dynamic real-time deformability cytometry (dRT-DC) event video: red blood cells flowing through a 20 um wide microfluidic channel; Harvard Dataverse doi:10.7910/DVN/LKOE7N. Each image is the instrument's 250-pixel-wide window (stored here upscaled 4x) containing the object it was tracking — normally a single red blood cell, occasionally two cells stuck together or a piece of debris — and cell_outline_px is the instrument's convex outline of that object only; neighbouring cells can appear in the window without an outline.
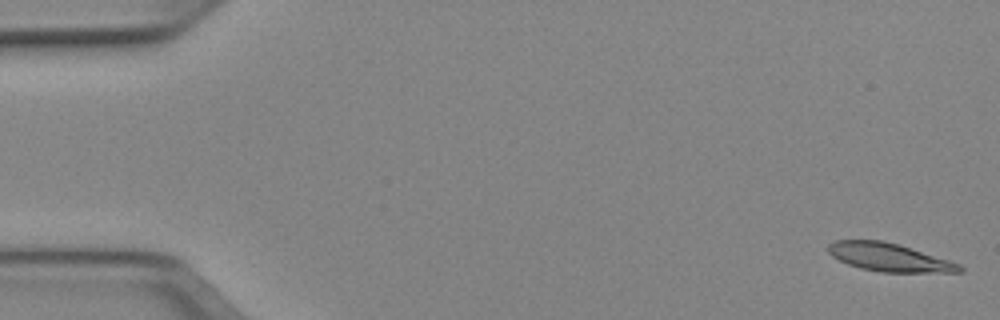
{"species": "Egyptian fruit bat (a non-hibernating species)", "species_latin": "Rousettus aegyptiacus", "temperature_condition": "cold", "stored_images_in_passage": 52, "segment_of_instrument_passage": [1, 2], "camera_frame_rate_fps": 3000, "um_per_image_px": 0.085, "animal": {"sex": "female"}, "frame": {"image": 1, "passage_image": 1, "time_ms": 0.0, "image_size_px": [1000, 320], "cell_outline_px": [[964, 272], [880, 272], [860, 268], [848, 264], [832, 256], [828, 252], [828, 244], [836, 240], [884, 240], [900, 244], [960, 264], [964, 268]], "centroid_in_image_um": [75.58, 21.86], "position_along_channel_um": 9.4, "area_um2": 21.56}}
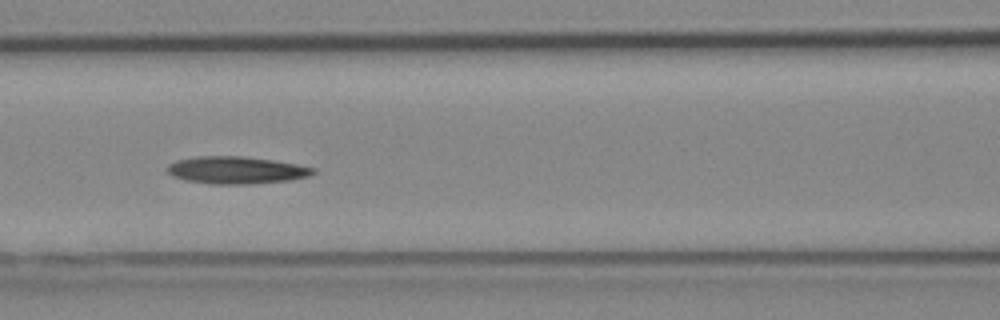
{"frame": {"image": 2, "passage_image": 22, "time_ms": 7.0, "image_size_px": [1000, 320], "cell_outline_px": [[316, 172], [308, 176], [288, 180], [252, 184], [212, 184], [184, 180], [172, 176], [164, 168], [168, 164], [176, 160], [196, 156], [244, 156], [272, 160], [296, 164], [316, 168]], "centroid_in_image_um": [20.03, 14.46], "position_along_channel_um": 146.6, "area_um2": 23.35}}
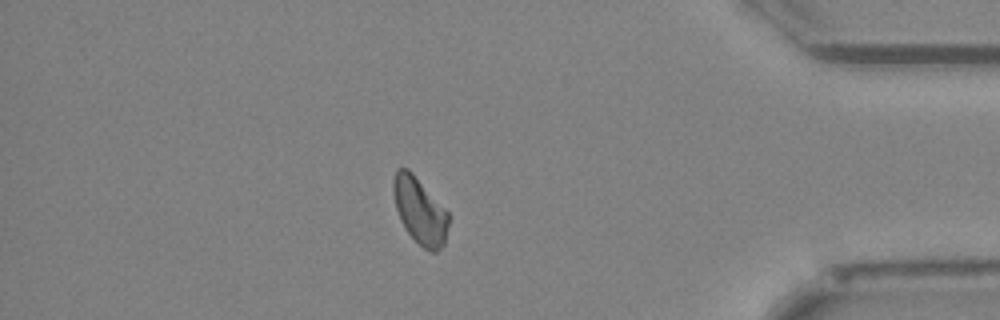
{"frame": {"image": 3, "passage_image": 44, "time_ms": 14.333, "image_size_px": [1000, 320], "cell_outline_px": [[448, 224], [444, 244], [436, 252], [432, 252], [424, 248], [408, 232], [400, 220], [396, 208], [392, 192], [392, 180], [396, 168], [408, 168], [412, 172], [448, 212]], "centroid_in_image_um": [35.65, 17.88], "position_along_channel_um": 399.5, "area_um2": 21.15}}